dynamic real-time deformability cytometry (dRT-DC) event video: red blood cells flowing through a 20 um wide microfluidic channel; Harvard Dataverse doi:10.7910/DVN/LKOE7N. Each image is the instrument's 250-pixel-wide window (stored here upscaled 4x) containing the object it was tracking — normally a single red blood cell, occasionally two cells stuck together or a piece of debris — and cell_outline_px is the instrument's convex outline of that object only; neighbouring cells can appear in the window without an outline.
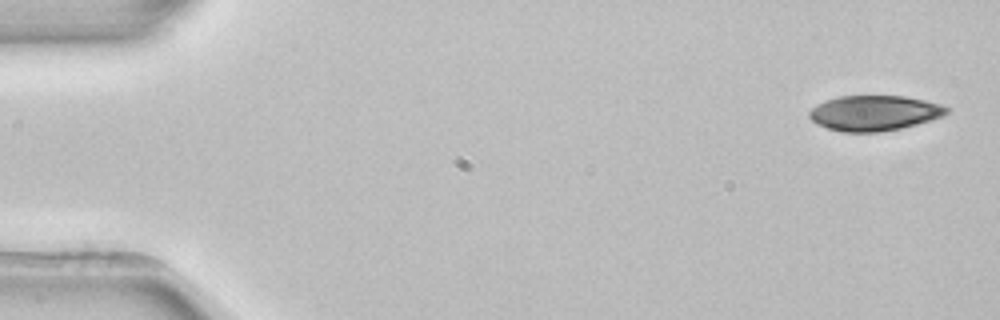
{"species": "common noctule bat (a hibernating species)", "species_latin": "Nyctalus noctula", "temperature_condition": "room temperature", "stored_images_in_passage": 51, "camera_frame_rate_fps": 3000, "um_per_image_px": 0.085, "animal": {"sex": "female", "body_mass_g": 22.7, "forearm_length_mm": 54.2}, "frame": {"image": 1, "passage_image": 1, "time_ms": 0.0, "image_size_px": [1000, 320], "cell_outline_px": [[952, 108], [944, 116], [932, 120], [900, 128], [880, 132], [840, 132], [816, 124], [808, 116], [808, 112], [816, 104], [824, 100], [840, 96], [904, 96], [924, 100], [940, 104]], "centroid_in_image_um": [74.31, 9.61], "position_along_channel_um": 10.7, "area_um2": 28.44}}
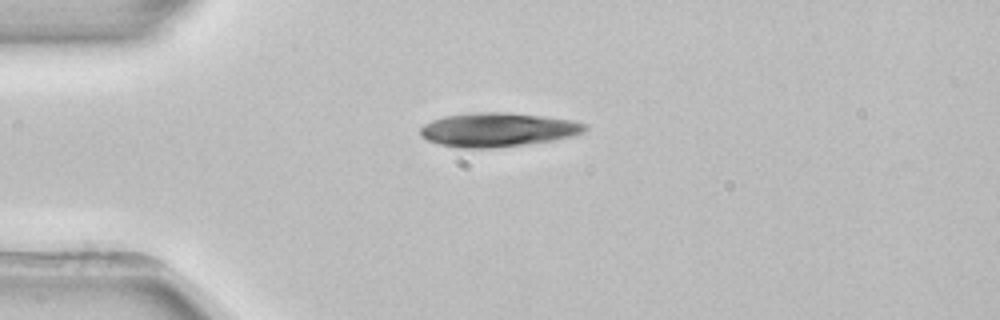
{"frame": {"image": 2, "passage_image": 12, "time_ms": 3.667, "image_size_px": [1000, 320], "cell_outline_px": [[588, 128], [584, 132], [572, 136], [552, 140], [524, 144], [492, 148], [456, 148], [440, 144], [428, 140], [420, 136], [420, 128], [424, 124], [432, 120], [444, 116], [468, 112], [508, 112], [544, 116], [572, 120], [588, 124]], "centroid_in_image_um": [42.3, 11.01], "position_along_channel_um": 42.7, "area_um2": 32.77}}